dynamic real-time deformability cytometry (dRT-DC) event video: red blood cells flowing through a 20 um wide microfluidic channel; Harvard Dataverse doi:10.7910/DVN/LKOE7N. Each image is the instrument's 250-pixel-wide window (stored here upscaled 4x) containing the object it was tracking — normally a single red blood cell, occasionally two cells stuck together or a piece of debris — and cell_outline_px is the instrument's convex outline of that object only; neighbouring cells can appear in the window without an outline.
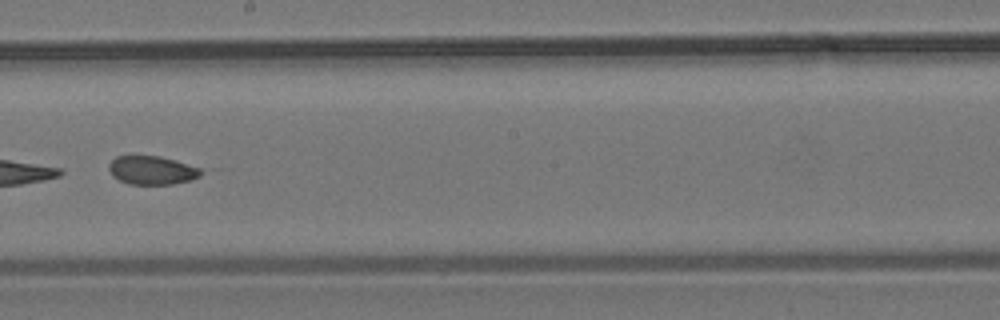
{"species": "common noctule bat (a hibernating species)", "species_latin": "Nyctalus noctula", "temperature_condition": "room temperature", "stored_images_in_passage": 9, "camera_frame_rate_fps": 3000, "um_per_image_px": 0.085, "animal": {"sex": "male", "body_mass_g": 19.2, "forearm_length_mm": 51.8}, "frame": {"image": 1, "passage_image": 9, "time_ms": 9.667, "image_size_px": [1000, 320], "cell_outline_px": [[204, 172], [200, 176], [192, 180], [172, 184], [128, 184], [112, 176], [108, 168], [108, 164], [116, 156], [156, 156], [176, 160], [200, 168]], "centroid_in_image_um": [12.92, 14.48], "position_along_channel_um": 235.3, "area_um2": 15.37}}